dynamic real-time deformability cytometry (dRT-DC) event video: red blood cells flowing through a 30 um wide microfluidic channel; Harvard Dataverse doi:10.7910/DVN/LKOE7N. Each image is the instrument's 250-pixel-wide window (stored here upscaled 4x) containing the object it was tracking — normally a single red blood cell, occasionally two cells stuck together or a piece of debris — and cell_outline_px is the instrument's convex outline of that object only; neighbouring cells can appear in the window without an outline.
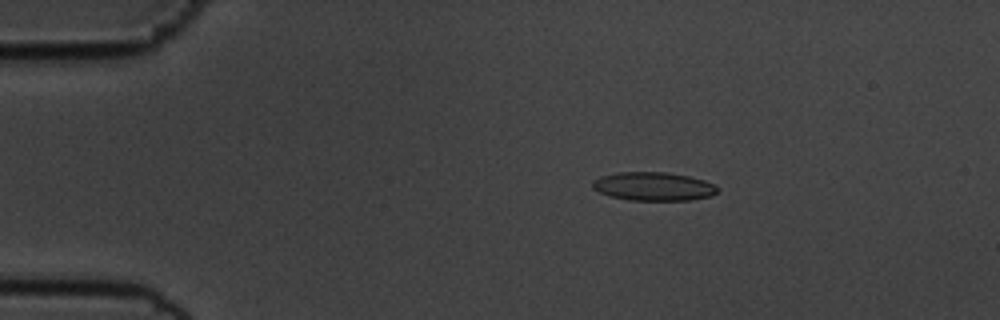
{"species": "common noctule bat (a hibernating species)", "species_latin": "Nyctalus noctula", "temperature_condition": "cold", "stored_images_in_passage": 48, "camera_frame_rate_fps": 3000, "um_per_image_px": 0.085, "animal": {"sex": "male", "body_mass_g": 19.5, "forearm_length_mm": 54.6}, "frame": {"image": 1, "passage_image": 2, "time_ms": 0.333, "image_size_px": [1000, 320], "cell_outline_px": [[720, 192], [712, 196], [692, 200], [628, 200], [612, 196], [600, 192], [592, 188], [592, 180], [600, 176], [616, 172], [668, 172], [688, 176], [704, 180], [720, 188]], "centroid_in_image_um": [55.57, 15.84], "position_along_channel_um": 29.4, "area_um2": 20.98}}
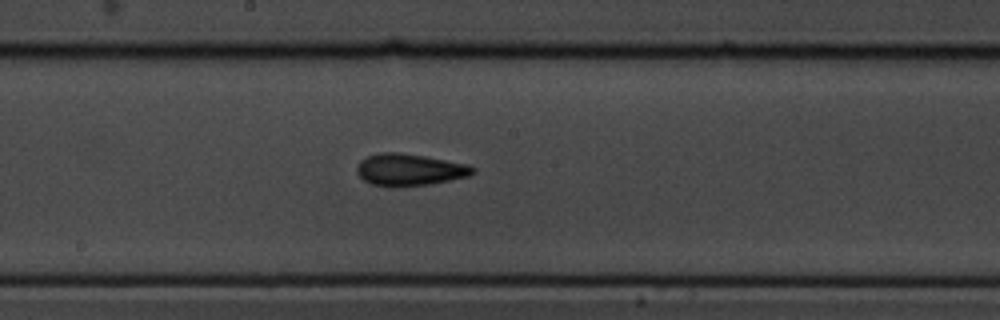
{"frame": {"image": 2, "passage_image": 22, "time_ms": 7.0, "image_size_px": [1000, 320], "cell_outline_px": [[476, 172], [468, 176], [428, 184], [372, 184], [364, 180], [356, 172], [356, 168], [360, 160], [368, 156], [380, 152], [400, 152], [424, 156], [468, 164], [476, 168]], "centroid_in_image_um": [34.83, 14.38], "position_along_channel_um": 213.4, "area_um2": 20.87}}
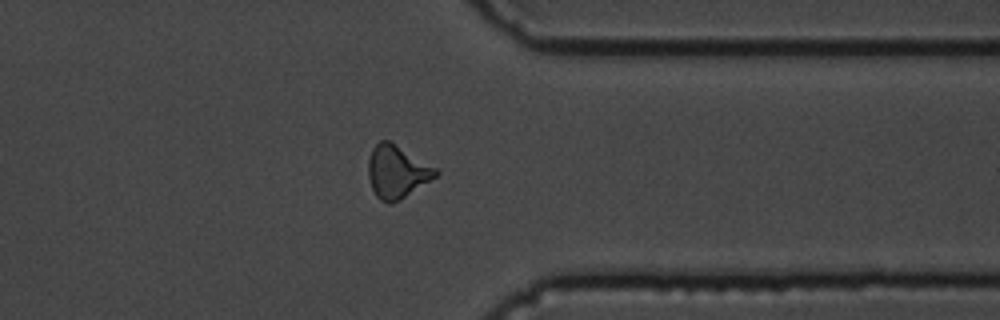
{"frame": {"image": 3, "passage_image": 36, "time_ms": 11.667, "image_size_px": [1000, 320], "cell_outline_px": [[440, 172], [436, 176], [400, 200], [392, 204], [388, 204], [380, 200], [376, 196], [372, 188], [368, 176], [368, 160], [372, 148], [380, 140], [388, 140], [436, 168]], "centroid_in_image_um": [33.71, 14.62], "position_along_channel_um": 377.7, "area_um2": 20.52}, "authors_computed_cell_mechanics": {"area_um2": 19.9121, "velocity_mm_per_s": 3.6143, "shape_relaxation_time_tau1_ms": 4.3821, "shape_relaxation_time_tau2_ms": 2.0175, "deformation_change_tau1": 0.1393, "deformation_change_tau2": 0.1089}}